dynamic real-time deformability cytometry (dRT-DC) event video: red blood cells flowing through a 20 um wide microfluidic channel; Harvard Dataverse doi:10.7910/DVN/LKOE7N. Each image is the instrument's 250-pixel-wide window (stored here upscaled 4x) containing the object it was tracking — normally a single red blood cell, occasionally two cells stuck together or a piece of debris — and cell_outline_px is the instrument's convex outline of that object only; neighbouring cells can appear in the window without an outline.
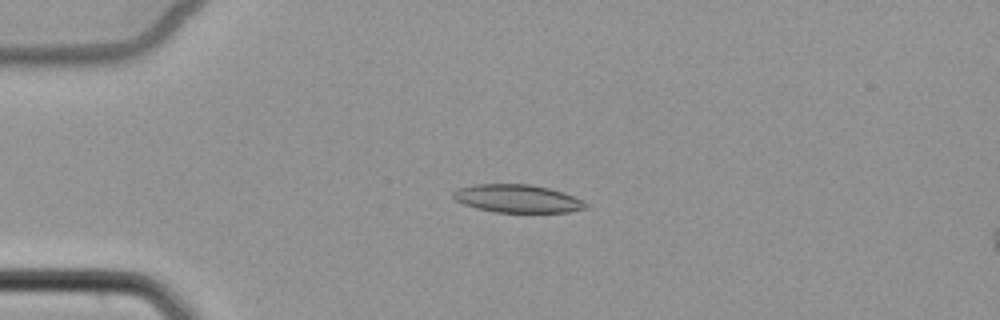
{"species": "common noctule bat (a hibernating species)", "species_latin": "Nyctalus noctula", "temperature_condition": "cold", "stored_images_in_passage": 7, "camera_frame_rate_fps": 3000, "um_per_image_px": 0.085, "animal": {"sex": "female", "body_mass_g": 22.7, "forearm_length_mm": 54.2}, "frame": {"image": 1, "passage_image": 4, "time_ms": 3.667, "image_size_px": [1000, 320], "cell_outline_px": [[588, 208], [568, 212], [496, 212], [476, 208], [464, 204], [456, 200], [452, 196], [452, 192], [456, 188], [476, 184], [532, 184], [564, 192], [588, 204]], "centroid_in_image_um": [43.96, 16.87], "position_along_channel_um": 41.0, "area_um2": 21.62}}
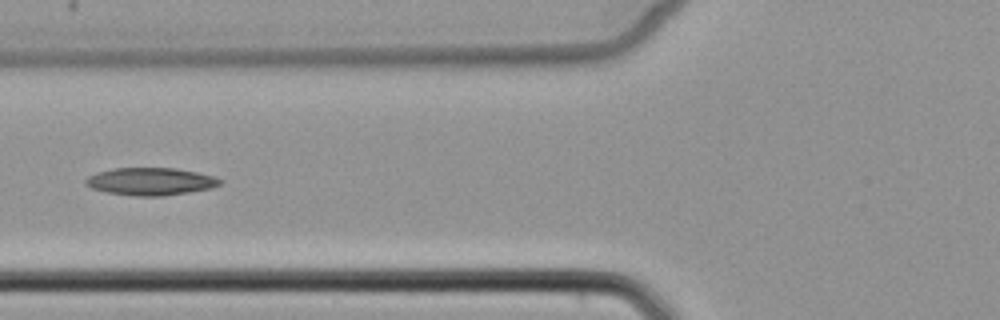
{"frame": {"image": 2, "passage_image": 6, "time_ms": 6.333, "image_size_px": [1000, 320], "cell_outline_px": [[224, 180], [220, 184], [212, 188], [164, 196], [136, 196], [108, 192], [92, 188], [84, 184], [84, 180], [88, 176], [96, 172], [112, 168], [176, 168], [196, 172], [212, 176]], "centroid_in_image_um": [12.78, 15.42], "position_along_channel_um": 113.0, "area_um2": 21.56}}
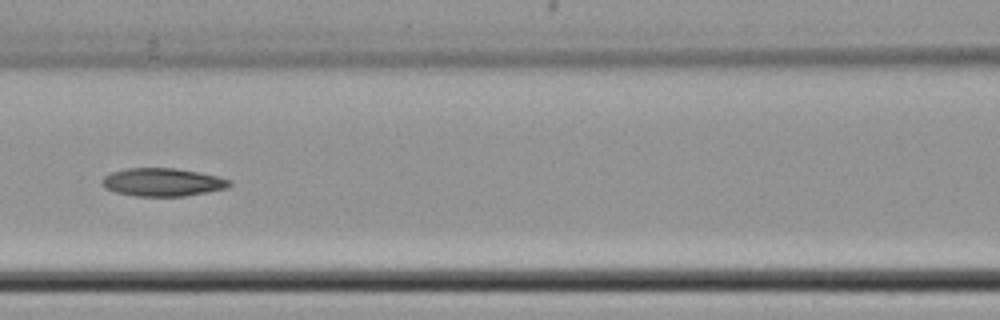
{"frame": {"image": 3, "passage_image": 7, "time_ms": 7.333, "image_size_px": [1000, 320], "cell_outline_px": [[232, 184], [228, 188], [184, 196], [136, 196], [116, 192], [104, 188], [100, 184], [100, 180], [104, 176], [112, 172], [128, 168], [176, 168], [216, 176], [232, 180]], "centroid_in_image_um": [13.79, 15.49], "position_along_channel_um": 152.8, "area_um2": 20.87}}